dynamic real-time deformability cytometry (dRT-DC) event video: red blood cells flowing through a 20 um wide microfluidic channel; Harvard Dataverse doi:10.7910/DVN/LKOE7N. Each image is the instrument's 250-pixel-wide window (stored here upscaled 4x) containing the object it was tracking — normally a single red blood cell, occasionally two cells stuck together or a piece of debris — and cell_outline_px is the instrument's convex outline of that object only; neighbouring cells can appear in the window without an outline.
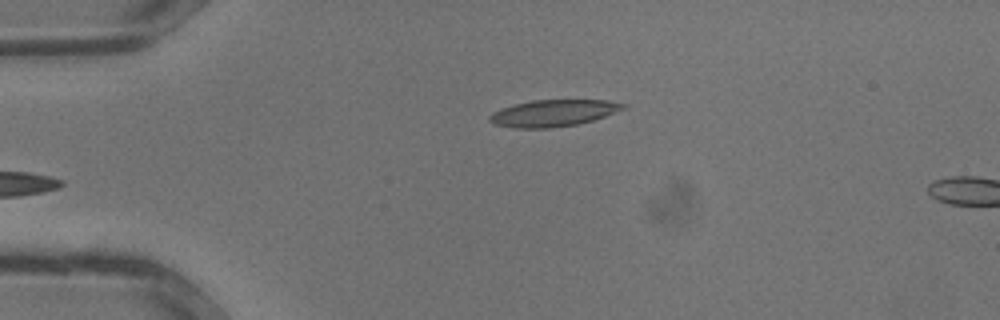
{"species": "common noctule bat (a hibernating species)", "species_latin": "Nyctalus noctula", "temperature_condition": "warm", "stored_images_in_passage": 3, "camera_frame_rate_fps": 3000, "um_per_image_px": 0.085, "animal": {"sex": "male", "body_mass_g": 13.3}, "frame": {"image": 1, "passage_image": 1, "time_ms": 0.0, "image_size_px": [1000, 320], "cell_outline_px": [[628, 108], [580, 124], [552, 128], [516, 128], [496, 124], [488, 120], [488, 116], [492, 112], [500, 108], [512, 104], [532, 100], [608, 100], [628, 104]], "centroid_in_image_um": [47.04, 9.6], "position_along_channel_um": 38.0, "area_um2": 21.04}}